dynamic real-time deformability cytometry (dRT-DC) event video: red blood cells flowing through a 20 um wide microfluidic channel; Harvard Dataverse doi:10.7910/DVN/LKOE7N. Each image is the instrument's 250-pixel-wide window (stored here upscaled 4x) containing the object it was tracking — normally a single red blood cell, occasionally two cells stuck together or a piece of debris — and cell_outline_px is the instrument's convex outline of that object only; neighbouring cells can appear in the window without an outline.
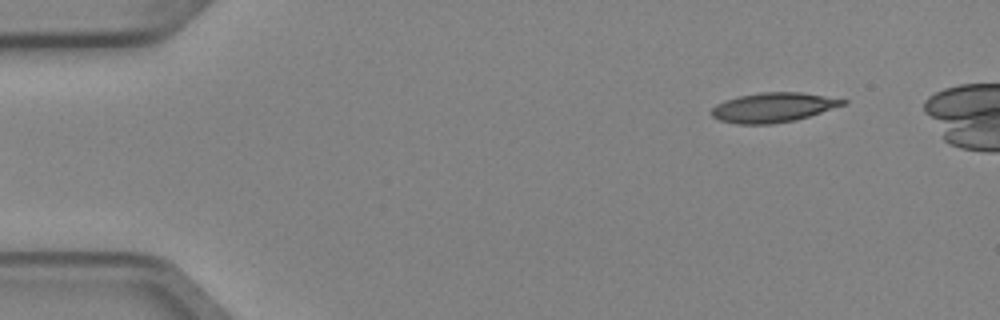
{"species": "Egyptian fruit bat (a non-hibernating species)", "species_latin": "Rousettus aegyptiacus", "temperature_condition": "cold", "stored_images_in_passage": 5, "segment_of_instrument_passage": [2, 2], "camera_frame_rate_fps": 3000, "um_per_image_px": 0.085, "animal": {"sex": "female"}, "frame": {"image": 1, "passage_image": 5, "time_ms": 1.333, "image_size_px": [1000, 320], "cell_outline_px": [[848, 104], [796, 120], [772, 124], [736, 124], [720, 120], [712, 116], [708, 112], [716, 104], [724, 100], [740, 96], [760, 92], [800, 92], [848, 100]], "centroid_in_image_um": [65.71, 9.14], "position_along_channel_um": 19.3, "area_um2": 22.77}}